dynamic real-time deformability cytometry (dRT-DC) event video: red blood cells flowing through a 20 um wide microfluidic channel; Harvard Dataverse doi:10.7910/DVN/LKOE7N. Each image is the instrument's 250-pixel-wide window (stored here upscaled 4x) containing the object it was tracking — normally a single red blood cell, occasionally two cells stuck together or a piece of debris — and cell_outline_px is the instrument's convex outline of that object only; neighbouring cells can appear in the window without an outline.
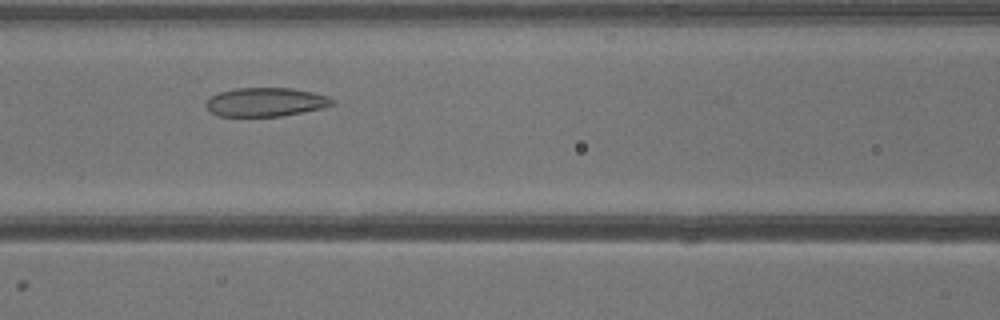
{"species": "common noctule bat (a hibernating species)", "species_latin": "Nyctalus noctula", "temperature_condition": "warm", "stored_images_in_passage": 8, "camera_frame_rate_fps": 3000, "um_per_image_px": 0.085, "animal": {"sex": "male", "body_mass_g": 13.3}, "frame": {"image": 1, "passage_image": 6, "time_ms": 1.667, "image_size_px": [1000, 320], "cell_outline_px": [[336, 104], [324, 108], [280, 116], [220, 116], [212, 112], [208, 108], [208, 100], [212, 96], [220, 92], [236, 88], [292, 88], [312, 92], [328, 96], [336, 100]], "centroid_in_image_um": [22.67, 8.67], "position_along_channel_um": 143.9, "area_um2": 21.04}}